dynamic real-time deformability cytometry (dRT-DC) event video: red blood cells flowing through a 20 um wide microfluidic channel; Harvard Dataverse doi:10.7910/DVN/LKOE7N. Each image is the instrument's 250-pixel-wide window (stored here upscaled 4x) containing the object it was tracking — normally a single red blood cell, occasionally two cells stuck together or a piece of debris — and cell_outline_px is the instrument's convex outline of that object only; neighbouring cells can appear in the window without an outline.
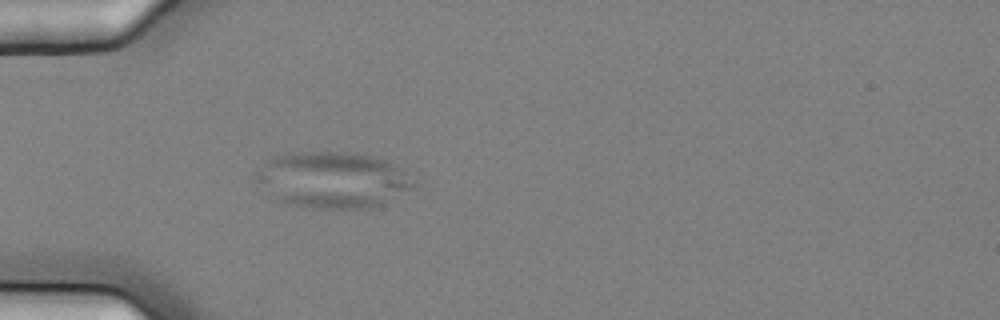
{"species": "common noctule bat (a hibernating species)", "species_latin": "Nyctalus noctula", "temperature_condition": "cold", "stored_images_in_passage": 6, "camera_frame_rate_fps": 3000, "um_per_image_px": 0.085, "animal": {"sex": "female", "body_mass_g": 25.1}, "frame": {"image": 1, "passage_image": 6, "time_ms": 1.667, "image_size_px": [1000, 320], "cell_outline_px": [[416, 184], [384, 204], [368, 208], [312, 208], [288, 204], [280, 200], [256, 180], [252, 176], [256, 168], [264, 160], [272, 156], [292, 152], [344, 152], [368, 156], [384, 160], [404, 168]], "centroid_in_image_um": [28.24, 15.27], "position_along_channel_um": 56.8, "area_um2": 51.44}}